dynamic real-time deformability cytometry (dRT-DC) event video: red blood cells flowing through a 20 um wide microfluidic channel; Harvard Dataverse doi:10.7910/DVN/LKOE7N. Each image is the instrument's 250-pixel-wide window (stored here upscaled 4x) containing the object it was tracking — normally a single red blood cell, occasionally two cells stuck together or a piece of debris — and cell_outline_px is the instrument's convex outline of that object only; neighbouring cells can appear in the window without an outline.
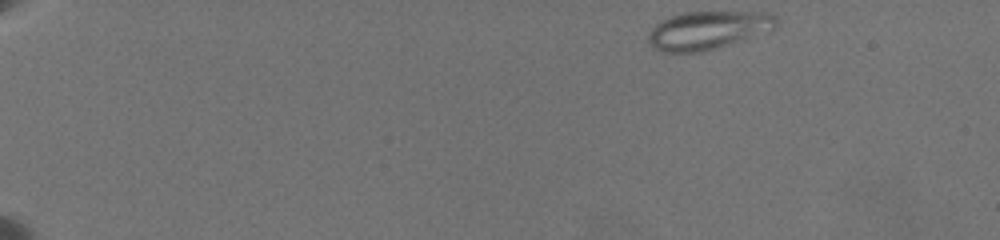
{"species": "common noctule bat (a hibernating species)", "species_latin": "Nyctalus noctula", "temperature_condition": "warm", "stored_images_in_passage": 29, "camera_frame_rate_fps": 3000, "um_per_image_px": 0.085, "animal": {"sex": "female", "body_mass_g": 19.5, "forearm_length_mm": 54.1}, "frame": {"image": 1, "passage_image": 1, "time_ms": 0.0, "image_size_px": [1000, 240], "cell_outline_px": [[776, 28], [772, 32], [700, 52], [660, 52], [648, 44], [648, 32], [660, 20], [668, 16], [684, 12], [768, 12], [776, 16]], "centroid_in_image_um": [60.18, 2.56], "position_along_channel_um": 24.8, "area_um2": 28.9}}